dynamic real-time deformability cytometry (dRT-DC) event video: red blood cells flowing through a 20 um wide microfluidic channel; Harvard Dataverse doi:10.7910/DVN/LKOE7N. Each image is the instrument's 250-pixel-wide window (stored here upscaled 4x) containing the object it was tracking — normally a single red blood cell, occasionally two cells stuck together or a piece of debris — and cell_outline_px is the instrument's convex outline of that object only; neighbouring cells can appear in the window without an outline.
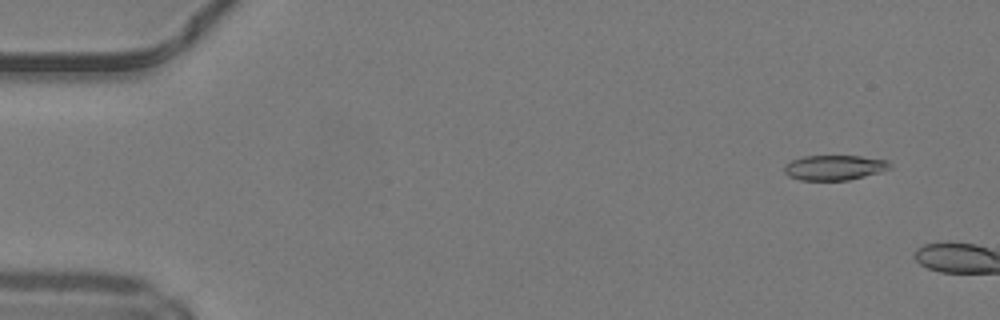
{"species": "common noctule bat (a hibernating species)", "species_latin": "Nyctalus noctula", "temperature_condition": "warm", "stored_images_in_passage": 6, "camera_frame_rate_fps": 3000, "um_per_image_px": 0.085, "animal": {"sex": "male", "body_mass_g": 19.2, "forearm_length_mm": 51.8}, "frame": {"image": 1, "passage_image": 4, "time_ms": 1.0, "image_size_px": [1000, 320], "cell_outline_px": [[892, 168], [880, 172], [848, 180], [800, 180], [788, 176], [784, 172], [784, 164], [792, 160], [804, 156], [860, 156], [888, 160], [892, 164]], "centroid_in_image_um": [70.93, 14.24], "position_along_channel_um": 14.1, "area_um2": 15.49}}